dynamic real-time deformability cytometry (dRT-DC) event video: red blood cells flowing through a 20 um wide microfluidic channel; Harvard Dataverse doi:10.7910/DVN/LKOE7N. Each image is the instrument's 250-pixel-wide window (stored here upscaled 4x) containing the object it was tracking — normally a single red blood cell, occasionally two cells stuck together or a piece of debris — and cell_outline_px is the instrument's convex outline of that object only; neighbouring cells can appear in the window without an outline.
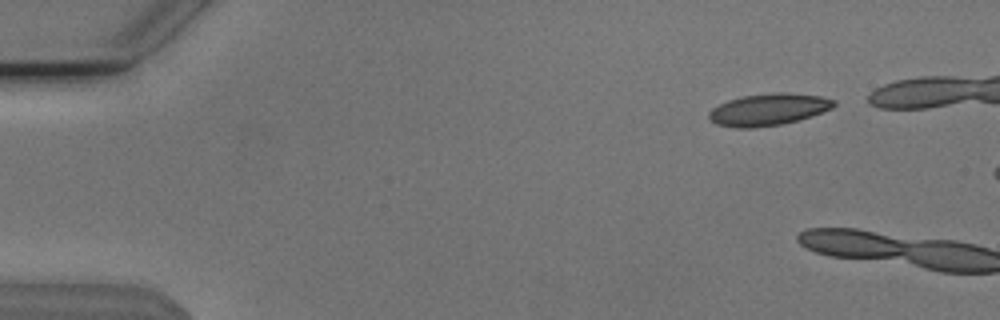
{"species": "Egyptian fruit bat (a non-hibernating species)", "species_latin": "Rousettus aegyptiacus", "temperature_condition": "cold", "stored_images_in_passage": 3, "camera_frame_rate_fps": 3000, "um_per_image_px": 0.085, "animal": {"sex": "male"}, "frame": {"image": 1, "passage_image": 1, "time_ms": 0.0, "image_size_px": [1000, 320], "cell_outline_px": [[836, 104], [832, 108], [812, 116], [780, 124], [752, 128], [736, 128], [716, 124], [708, 116], [708, 112], [712, 108], [728, 100], [740, 96], [776, 92], [788, 92], [820, 96], [836, 100]], "centroid_in_image_um": [65.31, 9.3], "position_along_channel_um": 19.7, "area_um2": 23.24}}